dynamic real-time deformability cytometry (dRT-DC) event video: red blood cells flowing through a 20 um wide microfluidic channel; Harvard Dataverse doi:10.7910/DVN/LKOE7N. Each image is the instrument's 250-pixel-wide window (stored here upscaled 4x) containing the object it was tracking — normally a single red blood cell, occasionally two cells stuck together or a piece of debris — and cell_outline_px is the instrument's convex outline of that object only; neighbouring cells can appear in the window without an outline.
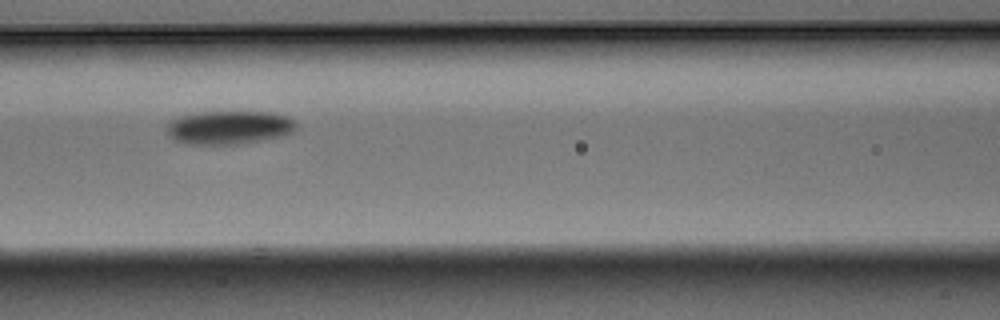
{"species": "Egyptian fruit bat (a non-hibernating species)", "species_latin": "Rousettus aegyptiacus", "temperature_condition": "warm", "stored_images_in_passage": 16, "camera_frame_rate_fps": 3000, "um_per_image_px": 0.085, "animal": {"sex": "male"}, "frame": {"image": 1, "passage_image": 7, "time_ms": 2.0, "image_size_px": [1000, 320], "cell_outline_px": [[296, 128], [292, 132], [284, 136], [240, 144], [184, 144], [172, 140], [168, 136], [168, 124], [172, 120], [180, 116], [200, 112], [268, 112], [288, 116], [296, 124]], "centroid_in_image_um": [19.46, 10.85], "position_along_channel_um": 147.1, "area_um2": 25.32}}
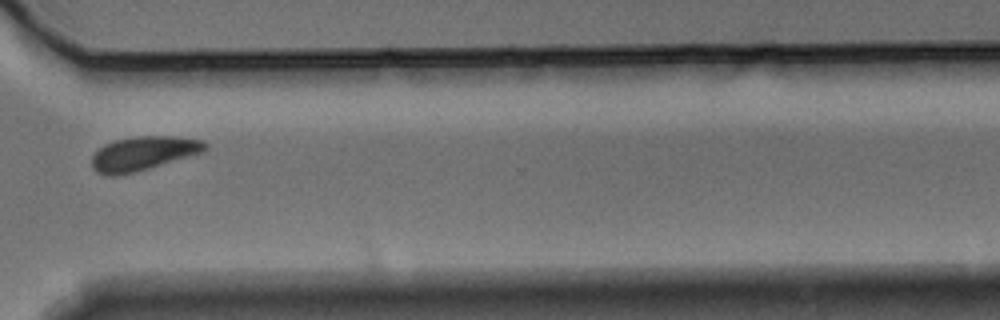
{"frame": {"image": 2, "passage_image": 12, "time_ms": 3.667, "image_size_px": [1000, 320], "cell_outline_px": [[208, 148], [204, 152], [148, 168], [116, 176], [104, 176], [96, 172], [92, 168], [92, 156], [104, 144], [116, 140], [136, 136], [172, 136], [204, 140], [208, 144]], "centroid_in_image_um": [12.18, 13.04], "position_along_channel_um": 358.4, "area_um2": 22.43}}
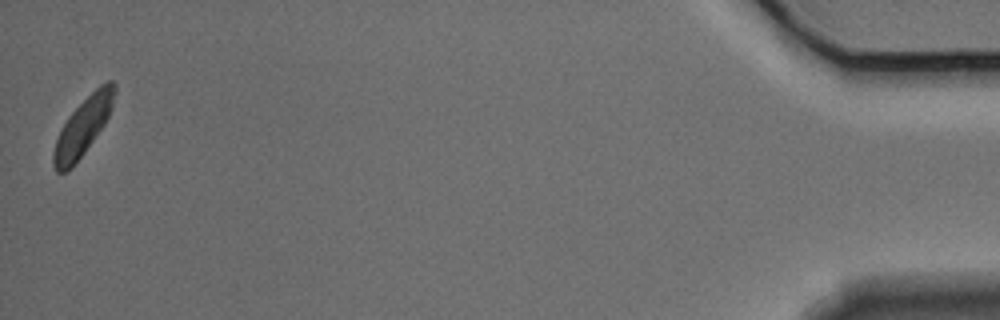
{"frame": {"image": 3, "passage_image": 16, "time_ms": 5.0, "image_size_px": [1000, 320], "cell_outline_px": [[116, 88], [112, 108], [104, 124], [84, 152], [68, 172], [56, 172], [52, 164], [52, 152], [56, 140], [68, 116], [100, 84], [108, 80], [112, 80], [116, 84]], "centroid_in_image_um": [7.05, 10.77], "position_along_channel_um": 428.2, "area_um2": 20.11}}